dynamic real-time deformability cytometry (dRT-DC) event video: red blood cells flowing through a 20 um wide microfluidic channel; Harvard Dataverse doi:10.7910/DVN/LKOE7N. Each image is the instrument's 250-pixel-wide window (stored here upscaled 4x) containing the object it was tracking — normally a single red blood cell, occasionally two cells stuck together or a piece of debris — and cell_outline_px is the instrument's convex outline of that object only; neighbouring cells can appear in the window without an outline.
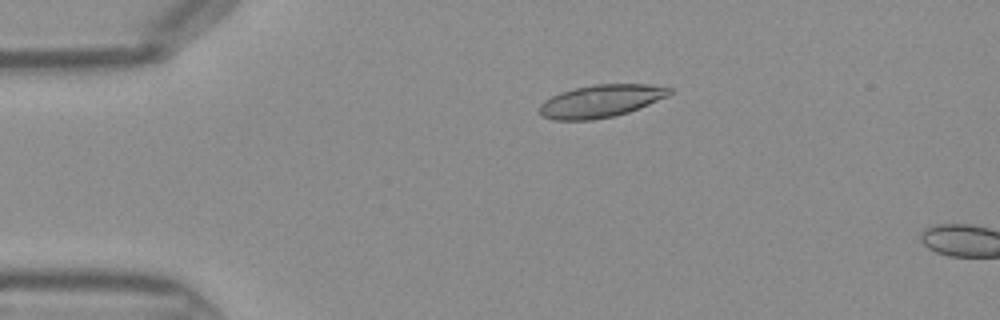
{"species": "Egyptian fruit bat (a non-hibernating species)", "species_latin": "Rousettus aegyptiacus", "temperature_condition": "warm", "stored_images_in_passage": 3, "camera_frame_rate_fps": 3000, "um_per_image_px": 0.085, "frame": {"image": 1, "passage_image": 1, "time_ms": 0.0, "image_size_px": [1000, 320], "cell_outline_px": [[672, 92], [668, 96], [628, 112], [616, 116], [592, 120], [552, 120], [544, 116], [540, 112], [540, 104], [544, 100], [560, 92], [592, 84], [648, 84], [672, 88]], "centroid_in_image_um": [51.07, 8.59], "position_along_channel_um": 33.9, "area_um2": 24.62}}